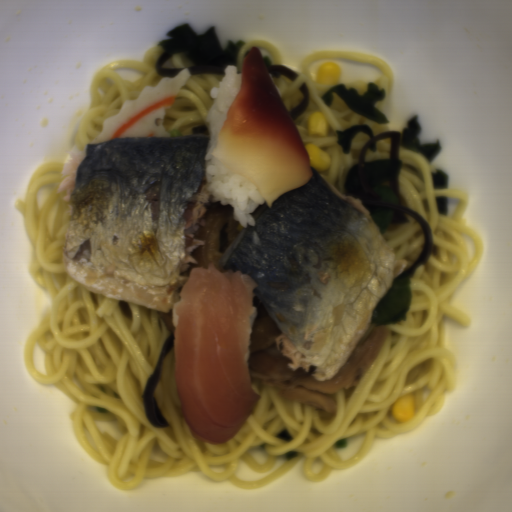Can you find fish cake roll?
Here are the masks:
<instances>
[{"mask_svg":"<svg viewBox=\"0 0 512 512\" xmlns=\"http://www.w3.org/2000/svg\"><path fill=\"white\" fill-rule=\"evenodd\" d=\"M191 75L190 68L184 66L174 77L145 85L136 99L123 102L118 111L102 121L99 134L88 144L114 138L172 137L164 127L165 112Z\"/></svg>","mask_w":512,"mask_h":512,"instance_id":"1","label":"fish cake roll"}]
</instances>
